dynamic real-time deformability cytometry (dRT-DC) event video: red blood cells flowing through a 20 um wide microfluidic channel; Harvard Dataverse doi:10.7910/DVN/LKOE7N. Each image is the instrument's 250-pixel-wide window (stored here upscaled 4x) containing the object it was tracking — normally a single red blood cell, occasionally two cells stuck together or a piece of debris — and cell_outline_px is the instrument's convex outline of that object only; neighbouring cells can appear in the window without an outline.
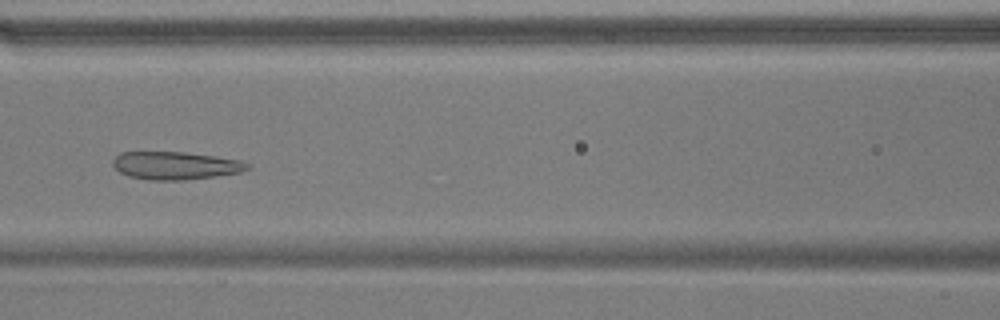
{"species": "common noctule bat (a hibernating species)", "species_latin": "Nyctalus noctula", "temperature_condition": "warm", "stored_images_in_passage": 54, "camera_frame_rate_fps": 3000, "um_per_image_px": 0.085, "animal": {"sex": "male", "body_mass_g": 17.9}, "frame": {"image": 1, "passage_image": 23, "time_ms": 7.333, "image_size_px": [1000, 320], "cell_outline_px": [[248, 168], [240, 172], [184, 180], [152, 180], [128, 176], [120, 172], [112, 164], [112, 160], [120, 152], [184, 152], [240, 160], [248, 164]], "centroid_in_image_um": [14.85, 14.07], "position_along_channel_um": 151.7, "area_um2": 21.5}}
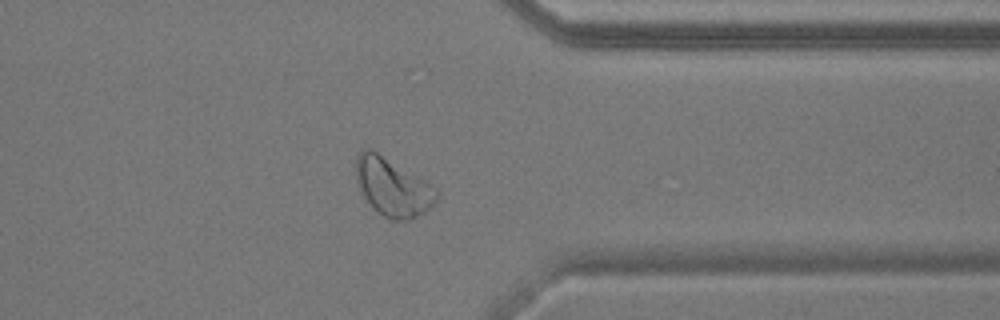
{"frame": {"image": 2, "passage_image": 42, "time_ms": 13.667, "image_size_px": [1000, 320], "cell_outline_px": [[436, 200], [424, 212], [408, 220], [388, 220], [376, 212], [372, 208], [364, 196], [356, 180], [356, 156], [364, 148], [372, 148], [436, 188]], "centroid_in_image_um": [33.32, 15.9], "position_along_channel_um": 378.1, "area_um2": 26.93}}
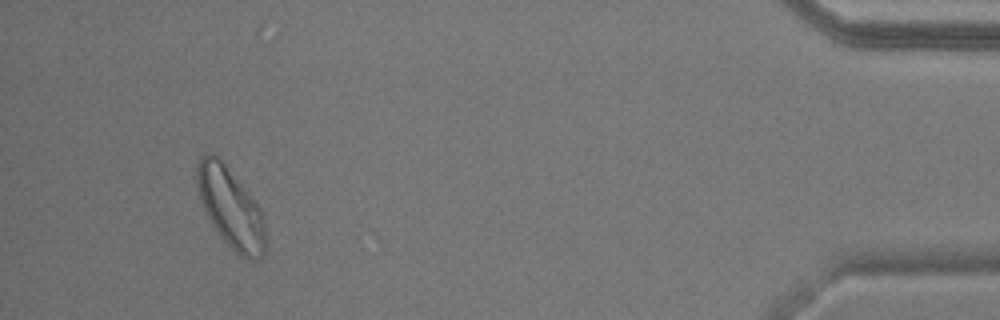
{"frame": {"image": 3, "passage_image": 50, "time_ms": 16.333, "image_size_px": [1000, 320], "cell_outline_px": [[268, 244], [260, 260], [248, 260], [240, 256], [216, 232], [204, 208], [196, 184], [196, 164], [200, 156], [204, 152], [212, 152], [220, 156], [256, 204], [264, 220], [268, 240]], "centroid_in_image_um": [19.6, 17.66], "position_along_channel_um": 415.6, "area_um2": 32.25}}